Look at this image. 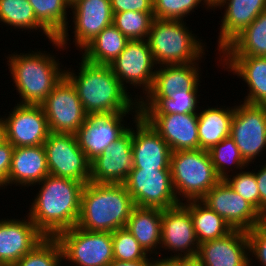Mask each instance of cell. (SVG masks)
Wrapping results in <instances>:
<instances>
[{"label":"cell","instance_id":"1","mask_svg":"<svg viewBox=\"0 0 266 266\" xmlns=\"http://www.w3.org/2000/svg\"><path fill=\"white\" fill-rule=\"evenodd\" d=\"M81 58L78 75L71 68H66L65 76L75 86L88 116L117 113L140 115L138 96L132 99L133 95H129L130 92L121 85L109 65H97Z\"/></svg>","mask_w":266,"mask_h":266},{"label":"cell","instance_id":"2","mask_svg":"<svg viewBox=\"0 0 266 266\" xmlns=\"http://www.w3.org/2000/svg\"><path fill=\"white\" fill-rule=\"evenodd\" d=\"M36 185L41 186L27 214L35 226L46 237L76 226L85 184L49 174Z\"/></svg>","mask_w":266,"mask_h":266},{"label":"cell","instance_id":"3","mask_svg":"<svg viewBox=\"0 0 266 266\" xmlns=\"http://www.w3.org/2000/svg\"><path fill=\"white\" fill-rule=\"evenodd\" d=\"M135 207L124 184L84 185L77 227L88 231L114 232L124 228Z\"/></svg>","mask_w":266,"mask_h":266},{"label":"cell","instance_id":"4","mask_svg":"<svg viewBox=\"0 0 266 266\" xmlns=\"http://www.w3.org/2000/svg\"><path fill=\"white\" fill-rule=\"evenodd\" d=\"M45 52H16L7 57L10 76L19 98H22L18 104L41 105L65 76V70L60 68L61 62Z\"/></svg>","mask_w":266,"mask_h":266},{"label":"cell","instance_id":"5","mask_svg":"<svg viewBox=\"0 0 266 266\" xmlns=\"http://www.w3.org/2000/svg\"><path fill=\"white\" fill-rule=\"evenodd\" d=\"M192 32L184 20L154 18L147 41L155 64L163 66L199 62L205 55L206 45Z\"/></svg>","mask_w":266,"mask_h":266},{"label":"cell","instance_id":"6","mask_svg":"<svg viewBox=\"0 0 266 266\" xmlns=\"http://www.w3.org/2000/svg\"><path fill=\"white\" fill-rule=\"evenodd\" d=\"M170 169L173 187L180 203L184 200H201L221 180L208 150L200 148L171 152Z\"/></svg>","mask_w":266,"mask_h":266},{"label":"cell","instance_id":"7","mask_svg":"<svg viewBox=\"0 0 266 266\" xmlns=\"http://www.w3.org/2000/svg\"><path fill=\"white\" fill-rule=\"evenodd\" d=\"M62 248L63 260L74 266H108L113 260L112 232H97L77 226L55 237Z\"/></svg>","mask_w":266,"mask_h":266},{"label":"cell","instance_id":"8","mask_svg":"<svg viewBox=\"0 0 266 266\" xmlns=\"http://www.w3.org/2000/svg\"><path fill=\"white\" fill-rule=\"evenodd\" d=\"M49 174L57 177L90 182V165L75 134L50 132L43 144Z\"/></svg>","mask_w":266,"mask_h":266},{"label":"cell","instance_id":"9","mask_svg":"<svg viewBox=\"0 0 266 266\" xmlns=\"http://www.w3.org/2000/svg\"><path fill=\"white\" fill-rule=\"evenodd\" d=\"M230 137L244 161L254 164L266 151V105L245 102L235 105Z\"/></svg>","mask_w":266,"mask_h":266},{"label":"cell","instance_id":"10","mask_svg":"<svg viewBox=\"0 0 266 266\" xmlns=\"http://www.w3.org/2000/svg\"><path fill=\"white\" fill-rule=\"evenodd\" d=\"M124 185L135 206L164 210L180 204L173 187L171 169H132Z\"/></svg>","mask_w":266,"mask_h":266},{"label":"cell","instance_id":"11","mask_svg":"<svg viewBox=\"0 0 266 266\" xmlns=\"http://www.w3.org/2000/svg\"><path fill=\"white\" fill-rule=\"evenodd\" d=\"M52 133L76 134L87 120L75 86L64 76L41 104Z\"/></svg>","mask_w":266,"mask_h":266},{"label":"cell","instance_id":"12","mask_svg":"<svg viewBox=\"0 0 266 266\" xmlns=\"http://www.w3.org/2000/svg\"><path fill=\"white\" fill-rule=\"evenodd\" d=\"M121 85L127 90L130 84L136 89L142 87L143 96L151 89L157 65L154 62L149 42L130 40L125 49L109 65ZM154 69V70H153Z\"/></svg>","mask_w":266,"mask_h":266},{"label":"cell","instance_id":"13","mask_svg":"<svg viewBox=\"0 0 266 266\" xmlns=\"http://www.w3.org/2000/svg\"><path fill=\"white\" fill-rule=\"evenodd\" d=\"M201 201L221 216L232 229L249 231L265 218L225 180L212 187Z\"/></svg>","mask_w":266,"mask_h":266},{"label":"cell","instance_id":"14","mask_svg":"<svg viewBox=\"0 0 266 266\" xmlns=\"http://www.w3.org/2000/svg\"><path fill=\"white\" fill-rule=\"evenodd\" d=\"M160 248L175 253L167 258L197 257L199 242L190 211L182 203L162 210Z\"/></svg>","mask_w":266,"mask_h":266},{"label":"cell","instance_id":"15","mask_svg":"<svg viewBox=\"0 0 266 266\" xmlns=\"http://www.w3.org/2000/svg\"><path fill=\"white\" fill-rule=\"evenodd\" d=\"M4 116L6 141L14 147L43 145L50 131L41 105L18 104Z\"/></svg>","mask_w":266,"mask_h":266},{"label":"cell","instance_id":"16","mask_svg":"<svg viewBox=\"0 0 266 266\" xmlns=\"http://www.w3.org/2000/svg\"><path fill=\"white\" fill-rule=\"evenodd\" d=\"M134 168L132 128L91 161L90 182L124 184Z\"/></svg>","mask_w":266,"mask_h":266},{"label":"cell","instance_id":"17","mask_svg":"<svg viewBox=\"0 0 266 266\" xmlns=\"http://www.w3.org/2000/svg\"><path fill=\"white\" fill-rule=\"evenodd\" d=\"M127 114L129 115V113H117L88 116L75 135L90 162L129 129V126L124 124L126 122H123Z\"/></svg>","mask_w":266,"mask_h":266},{"label":"cell","instance_id":"18","mask_svg":"<svg viewBox=\"0 0 266 266\" xmlns=\"http://www.w3.org/2000/svg\"><path fill=\"white\" fill-rule=\"evenodd\" d=\"M133 169H170L171 149L167 142L140 115H133ZM136 131V132H135Z\"/></svg>","mask_w":266,"mask_h":266},{"label":"cell","instance_id":"19","mask_svg":"<svg viewBox=\"0 0 266 266\" xmlns=\"http://www.w3.org/2000/svg\"><path fill=\"white\" fill-rule=\"evenodd\" d=\"M26 217L0 220V266H13L46 238Z\"/></svg>","mask_w":266,"mask_h":266},{"label":"cell","instance_id":"20","mask_svg":"<svg viewBox=\"0 0 266 266\" xmlns=\"http://www.w3.org/2000/svg\"><path fill=\"white\" fill-rule=\"evenodd\" d=\"M172 152L199 149L198 113L140 114Z\"/></svg>","mask_w":266,"mask_h":266},{"label":"cell","instance_id":"21","mask_svg":"<svg viewBox=\"0 0 266 266\" xmlns=\"http://www.w3.org/2000/svg\"><path fill=\"white\" fill-rule=\"evenodd\" d=\"M70 8L74 23L73 42L77 50L82 51L104 28L112 25L110 0H76Z\"/></svg>","mask_w":266,"mask_h":266},{"label":"cell","instance_id":"22","mask_svg":"<svg viewBox=\"0 0 266 266\" xmlns=\"http://www.w3.org/2000/svg\"><path fill=\"white\" fill-rule=\"evenodd\" d=\"M249 253L247 231L233 229L224 237L199 244L196 258L203 266H250Z\"/></svg>","mask_w":266,"mask_h":266},{"label":"cell","instance_id":"23","mask_svg":"<svg viewBox=\"0 0 266 266\" xmlns=\"http://www.w3.org/2000/svg\"><path fill=\"white\" fill-rule=\"evenodd\" d=\"M225 9L221 19V29L217 50L221 52L239 33L248 27L260 13L266 10V0H217L216 8Z\"/></svg>","mask_w":266,"mask_h":266},{"label":"cell","instance_id":"24","mask_svg":"<svg viewBox=\"0 0 266 266\" xmlns=\"http://www.w3.org/2000/svg\"><path fill=\"white\" fill-rule=\"evenodd\" d=\"M220 66L243 79L248 87L244 101L248 104L266 105V57L220 56Z\"/></svg>","mask_w":266,"mask_h":266},{"label":"cell","instance_id":"25","mask_svg":"<svg viewBox=\"0 0 266 266\" xmlns=\"http://www.w3.org/2000/svg\"><path fill=\"white\" fill-rule=\"evenodd\" d=\"M199 63L163 65L155 68L154 81L151 89L145 96L139 97L144 99H164L168 98L177 91L184 89H199L200 72ZM158 69V70H157ZM144 97V98H143Z\"/></svg>","mask_w":266,"mask_h":266},{"label":"cell","instance_id":"26","mask_svg":"<svg viewBox=\"0 0 266 266\" xmlns=\"http://www.w3.org/2000/svg\"><path fill=\"white\" fill-rule=\"evenodd\" d=\"M47 175L49 169L43 145L14 148L7 186H36Z\"/></svg>","mask_w":266,"mask_h":266},{"label":"cell","instance_id":"27","mask_svg":"<svg viewBox=\"0 0 266 266\" xmlns=\"http://www.w3.org/2000/svg\"><path fill=\"white\" fill-rule=\"evenodd\" d=\"M161 218L162 209L135 206L125 226L149 255H162L157 251L161 244Z\"/></svg>","mask_w":266,"mask_h":266},{"label":"cell","instance_id":"28","mask_svg":"<svg viewBox=\"0 0 266 266\" xmlns=\"http://www.w3.org/2000/svg\"><path fill=\"white\" fill-rule=\"evenodd\" d=\"M34 9L36 19L55 37L50 42L58 49L68 45L67 11L70 4L66 0H28ZM64 48V49H63Z\"/></svg>","mask_w":266,"mask_h":266},{"label":"cell","instance_id":"29","mask_svg":"<svg viewBox=\"0 0 266 266\" xmlns=\"http://www.w3.org/2000/svg\"><path fill=\"white\" fill-rule=\"evenodd\" d=\"M222 107V108H221ZM209 107L198 112L199 148L209 150L230 136L235 106Z\"/></svg>","mask_w":266,"mask_h":266},{"label":"cell","instance_id":"30","mask_svg":"<svg viewBox=\"0 0 266 266\" xmlns=\"http://www.w3.org/2000/svg\"><path fill=\"white\" fill-rule=\"evenodd\" d=\"M219 55L266 57V10L239 33Z\"/></svg>","mask_w":266,"mask_h":266},{"label":"cell","instance_id":"31","mask_svg":"<svg viewBox=\"0 0 266 266\" xmlns=\"http://www.w3.org/2000/svg\"><path fill=\"white\" fill-rule=\"evenodd\" d=\"M130 40L113 24L104 28L82 52V57L89 63L110 65L125 49Z\"/></svg>","mask_w":266,"mask_h":266},{"label":"cell","instance_id":"32","mask_svg":"<svg viewBox=\"0 0 266 266\" xmlns=\"http://www.w3.org/2000/svg\"><path fill=\"white\" fill-rule=\"evenodd\" d=\"M182 204L190 211L199 244L224 237L233 230L221 216L201 200L184 201Z\"/></svg>","mask_w":266,"mask_h":266},{"label":"cell","instance_id":"33","mask_svg":"<svg viewBox=\"0 0 266 266\" xmlns=\"http://www.w3.org/2000/svg\"><path fill=\"white\" fill-rule=\"evenodd\" d=\"M198 89H184L164 99H145L138 101L140 114H190L198 113Z\"/></svg>","mask_w":266,"mask_h":266},{"label":"cell","instance_id":"34","mask_svg":"<svg viewBox=\"0 0 266 266\" xmlns=\"http://www.w3.org/2000/svg\"><path fill=\"white\" fill-rule=\"evenodd\" d=\"M16 29L41 30L49 41L55 37L36 19L28 0H0V23Z\"/></svg>","mask_w":266,"mask_h":266},{"label":"cell","instance_id":"35","mask_svg":"<svg viewBox=\"0 0 266 266\" xmlns=\"http://www.w3.org/2000/svg\"><path fill=\"white\" fill-rule=\"evenodd\" d=\"M208 152L214 169L221 180H225L228 177V173L230 174V171L234 173L232 167L238 170H245L249 166L244 161L238 147L230 136L212 146ZM230 166L232 167L229 168Z\"/></svg>","mask_w":266,"mask_h":266},{"label":"cell","instance_id":"36","mask_svg":"<svg viewBox=\"0 0 266 266\" xmlns=\"http://www.w3.org/2000/svg\"><path fill=\"white\" fill-rule=\"evenodd\" d=\"M153 20L154 13L124 11L113 14L112 24L129 40H145Z\"/></svg>","mask_w":266,"mask_h":266},{"label":"cell","instance_id":"37","mask_svg":"<svg viewBox=\"0 0 266 266\" xmlns=\"http://www.w3.org/2000/svg\"><path fill=\"white\" fill-rule=\"evenodd\" d=\"M62 260L63 252L59 241L55 237H46L13 266H58Z\"/></svg>","mask_w":266,"mask_h":266},{"label":"cell","instance_id":"38","mask_svg":"<svg viewBox=\"0 0 266 266\" xmlns=\"http://www.w3.org/2000/svg\"><path fill=\"white\" fill-rule=\"evenodd\" d=\"M200 3L201 5L205 4V8H209L208 10L213 9L209 0H153L154 18L183 20L191 12H195L194 9Z\"/></svg>","mask_w":266,"mask_h":266},{"label":"cell","instance_id":"39","mask_svg":"<svg viewBox=\"0 0 266 266\" xmlns=\"http://www.w3.org/2000/svg\"><path fill=\"white\" fill-rule=\"evenodd\" d=\"M113 256L119 261L151 260L153 257L147 254L139 242L124 227L112 232Z\"/></svg>","mask_w":266,"mask_h":266},{"label":"cell","instance_id":"40","mask_svg":"<svg viewBox=\"0 0 266 266\" xmlns=\"http://www.w3.org/2000/svg\"><path fill=\"white\" fill-rule=\"evenodd\" d=\"M225 181L260 212V193L253 170L251 172L241 170L239 173L237 171L236 175H228Z\"/></svg>","mask_w":266,"mask_h":266},{"label":"cell","instance_id":"41","mask_svg":"<svg viewBox=\"0 0 266 266\" xmlns=\"http://www.w3.org/2000/svg\"><path fill=\"white\" fill-rule=\"evenodd\" d=\"M249 240L250 266H253L252 259L255 257L257 262L266 266V219L258 223L254 228L247 231ZM252 264V265H251Z\"/></svg>","mask_w":266,"mask_h":266},{"label":"cell","instance_id":"42","mask_svg":"<svg viewBox=\"0 0 266 266\" xmlns=\"http://www.w3.org/2000/svg\"><path fill=\"white\" fill-rule=\"evenodd\" d=\"M113 14L124 11L154 13L153 0H110Z\"/></svg>","mask_w":266,"mask_h":266},{"label":"cell","instance_id":"43","mask_svg":"<svg viewBox=\"0 0 266 266\" xmlns=\"http://www.w3.org/2000/svg\"><path fill=\"white\" fill-rule=\"evenodd\" d=\"M14 148L15 147L6 140L0 144V189L2 187L5 189V186H7V178Z\"/></svg>","mask_w":266,"mask_h":266},{"label":"cell","instance_id":"44","mask_svg":"<svg viewBox=\"0 0 266 266\" xmlns=\"http://www.w3.org/2000/svg\"><path fill=\"white\" fill-rule=\"evenodd\" d=\"M260 193V213L266 219V163L261 165L258 172L253 171Z\"/></svg>","mask_w":266,"mask_h":266},{"label":"cell","instance_id":"45","mask_svg":"<svg viewBox=\"0 0 266 266\" xmlns=\"http://www.w3.org/2000/svg\"><path fill=\"white\" fill-rule=\"evenodd\" d=\"M152 265L151 266H181V258H166L163 257L161 259H157L154 257L152 258ZM157 259V260H156Z\"/></svg>","mask_w":266,"mask_h":266},{"label":"cell","instance_id":"46","mask_svg":"<svg viewBox=\"0 0 266 266\" xmlns=\"http://www.w3.org/2000/svg\"><path fill=\"white\" fill-rule=\"evenodd\" d=\"M152 260L119 261L113 260L108 266H151Z\"/></svg>","mask_w":266,"mask_h":266},{"label":"cell","instance_id":"47","mask_svg":"<svg viewBox=\"0 0 266 266\" xmlns=\"http://www.w3.org/2000/svg\"><path fill=\"white\" fill-rule=\"evenodd\" d=\"M181 266H203L196 258H181Z\"/></svg>","mask_w":266,"mask_h":266},{"label":"cell","instance_id":"48","mask_svg":"<svg viewBox=\"0 0 266 266\" xmlns=\"http://www.w3.org/2000/svg\"><path fill=\"white\" fill-rule=\"evenodd\" d=\"M6 140L5 120L0 116V144Z\"/></svg>","mask_w":266,"mask_h":266},{"label":"cell","instance_id":"49","mask_svg":"<svg viewBox=\"0 0 266 266\" xmlns=\"http://www.w3.org/2000/svg\"><path fill=\"white\" fill-rule=\"evenodd\" d=\"M70 5L73 4L76 0H66Z\"/></svg>","mask_w":266,"mask_h":266},{"label":"cell","instance_id":"50","mask_svg":"<svg viewBox=\"0 0 266 266\" xmlns=\"http://www.w3.org/2000/svg\"><path fill=\"white\" fill-rule=\"evenodd\" d=\"M211 3H212V5L217 1V0H209Z\"/></svg>","mask_w":266,"mask_h":266},{"label":"cell","instance_id":"51","mask_svg":"<svg viewBox=\"0 0 266 266\" xmlns=\"http://www.w3.org/2000/svg\"><path fill=\"white\" fill-rule=\"evenodd\" d=\"M62 261H60V263L58 264V266H62V263H61ZM67 266H70V265H67ZM71 266H73V265H71Z\"/></svg>","mask_w":266,"mask_h":266}]
</instances>
